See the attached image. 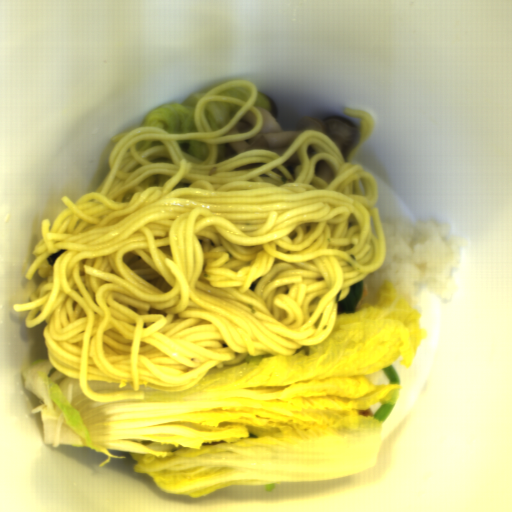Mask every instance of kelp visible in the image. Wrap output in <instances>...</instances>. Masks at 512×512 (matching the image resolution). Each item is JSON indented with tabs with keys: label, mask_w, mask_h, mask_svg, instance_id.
I'll list each match as a JSON object with an SVG mask.
<instances>
[{
	"label": "kelp",
	"mask_w": 512,
	"mask_h": 512,
	"mask_svg": "<svg viewBox=\"0 0 512 512\" xmlns=\"http://www.w3.org/2000/svg\"><path fill=\"white\" fill-rule=\"evenodd\" d=\"M65 250H58L56 252H53L52 255L50 257L47 258V264H49L50 266H53V263L55 262V260L61 255L64 253Z\"/></svg>",
	"instance_id": "obj_1"
},
{
	"label": "kelp",
	"mask_w": 512,
	"mask_h": 512,
	"mask_svg": "<svg viewBox=\"0 0 512 512\" xmlns=\"http://www.w3.org/2000/svg\"><path fill=\"white\" fill-rule=\"evenodd\" d=\"M260 279H261V277H258V278H256V279L252 282V284H251V285H250V287H249V290H250L251 292H254V293H255V289H256V287H257V285H258V283H259Z\"/></svg>",
	"instance_id": "obj_2"
},
{
	"label": "kelp",
	"mask_w": 512,
	"mask_h": 512,
	"mask_svg": "<svg viewBox=\"0 0 512 512\" xmlns=\"http://www.w3.org/2000/svg\"><path fill=\"white\" fill-rule=\"evenodd\" d=\"M341 290L337 293L336 297H335V302H339V299H340V295H341Z\"/></svg>",
	"instance_id": "obj_3"
}]
</instances>
